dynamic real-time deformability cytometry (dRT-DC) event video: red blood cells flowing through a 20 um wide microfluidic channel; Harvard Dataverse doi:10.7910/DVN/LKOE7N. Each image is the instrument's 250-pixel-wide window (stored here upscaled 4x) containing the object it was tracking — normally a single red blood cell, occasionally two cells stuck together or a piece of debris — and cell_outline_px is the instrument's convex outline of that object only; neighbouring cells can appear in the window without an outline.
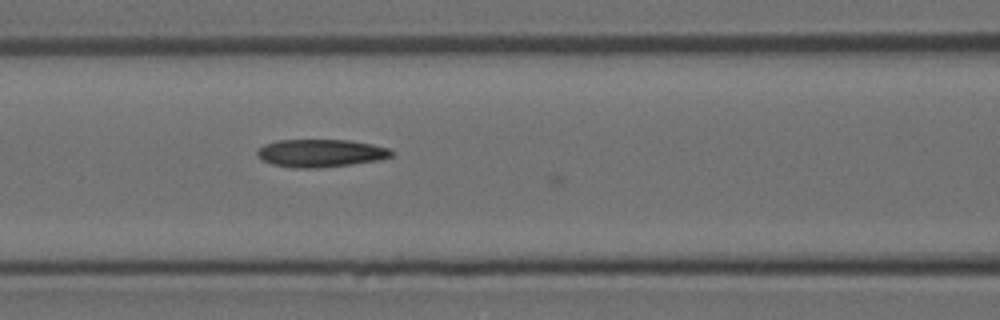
{"species": "Egyptian fruit bat (a non-hibernating species)", "species_latin": "Rousettus aegyptiacus", "temperature_condition": "room temperature", "stored_images_in_passage": 16, "camera_frame_rate_fps": 3000, "um_per_image_px": 0.085, "animal": {"sex": "female"}, "frame": {"image": 1, "passage_image": 12, "time_ms": 3.667, "image_size_px": [1000, 320], "cell_outline_px": [[396, 152], [392, 156], [380, 160], [352, 164], [320, 168], [292, 168], [272, 164], [256, 156], [256, 152], [264, 144], [276, 140], [348, 140], [372, 144], [388, 148]], "centroid_in_image_um": [27.27, 13.02], "position_along_channel_um": 139.3, "area_um2": 21.91}}
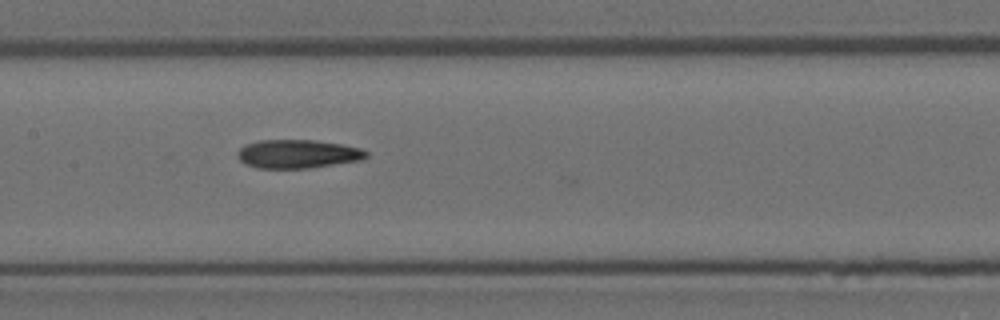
{"frame": {"image": 2, "passage_image": 15, "time_ms": 4.667, "image_size_px": [1000, 320], "cell_outline_px": [[368, 156], [364, 160], [308, 168], [256, 168], [244, 164], [236, 156], [236, 152], [244, 144], [260, 140], [316, 140], [340, 144], [360, 148], [368, 152]], "centroid_in_image_um": [25.29, 13.09], "position_along_channel_um": 182.1, "area_um2": 21.68}}